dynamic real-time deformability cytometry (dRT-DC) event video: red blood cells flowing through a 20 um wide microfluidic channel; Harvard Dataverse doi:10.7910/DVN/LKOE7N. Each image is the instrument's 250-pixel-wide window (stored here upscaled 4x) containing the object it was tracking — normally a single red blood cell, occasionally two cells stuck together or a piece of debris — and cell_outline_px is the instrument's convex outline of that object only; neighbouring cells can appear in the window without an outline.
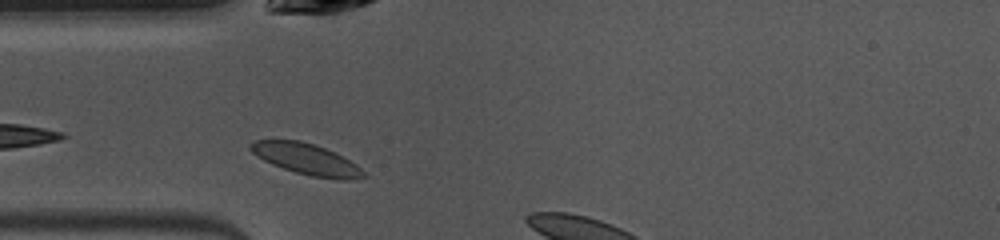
{"species": "common noctule bat (a hibernating species)", "species_latin": "Nyctalus noctula", "temperature_condition": "warm", "stored_images_in_passage": 8, "camera_frame_rate_fps": 3000, "um_per_image_px": 0.085, "animal": {"sex": "female", "body_mass_g": 10.0, "forearm_length_mm": 53.1}, "frame": {"image": 1, "passage_image": 1, "time_ms": 0.0, "image_size_px": [1000, 240], "cell_outline_px": [[368, 176], [348, 180], [344, 180], [312, 176], [296, 172], [272, 164], [256, 156], [248, 148], [248, 144], [256, 140], [300, 140], [324, 148], [356, 164]], "centroid_in_image_um": [26.01, 13.52], "position_along_channel_um": 59.0, "area_um2": 20.11}}